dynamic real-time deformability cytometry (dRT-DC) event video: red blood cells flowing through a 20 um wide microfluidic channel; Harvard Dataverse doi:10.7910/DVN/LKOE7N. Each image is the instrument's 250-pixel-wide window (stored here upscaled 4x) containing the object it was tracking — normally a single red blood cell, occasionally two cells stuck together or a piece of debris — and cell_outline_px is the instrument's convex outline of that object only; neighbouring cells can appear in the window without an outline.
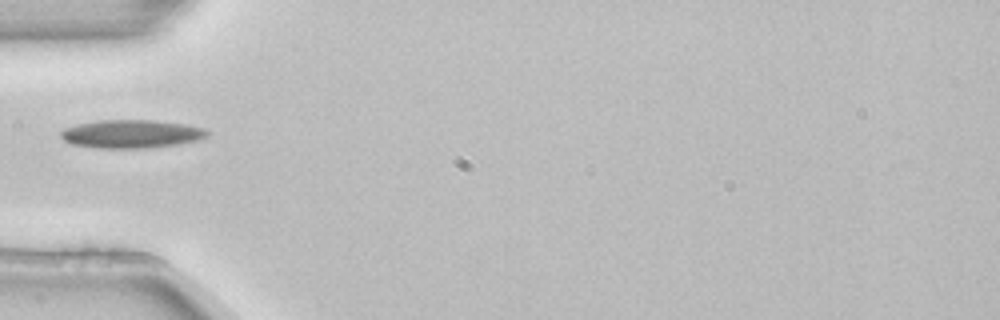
{"species": "common noctule bat (a hibernating species)", "species_latin": "Nyctalus noctula", "temperature_condition": "room temperature", "stored_images_in_passage": 3, "camera_frame_rate_fps": 3000, "um_per_image_px": 0.085, "animal": {"sex": "female", "body_mass_g": 22.7, "forearm_length_mm": 54.2}, "frame": {"image": 1, "passage_image": 3, "time_ms": 0.667, "image_size_px": [1000, 320], "cell_outline_px": [[212, 132], [208, 136], [196, 140], [176, 144], [144, 148], [100, 148], [72, 144], [64, 140], [60, 136], [60, 132], [64, 128], [76, 124], [96, 120], [156, 120], [184, 124], [204, 128]], "centroid_in_image_um": [11.15, 11.37], "position_along_channel_um": 73.8, "area_um2": 24.16}}